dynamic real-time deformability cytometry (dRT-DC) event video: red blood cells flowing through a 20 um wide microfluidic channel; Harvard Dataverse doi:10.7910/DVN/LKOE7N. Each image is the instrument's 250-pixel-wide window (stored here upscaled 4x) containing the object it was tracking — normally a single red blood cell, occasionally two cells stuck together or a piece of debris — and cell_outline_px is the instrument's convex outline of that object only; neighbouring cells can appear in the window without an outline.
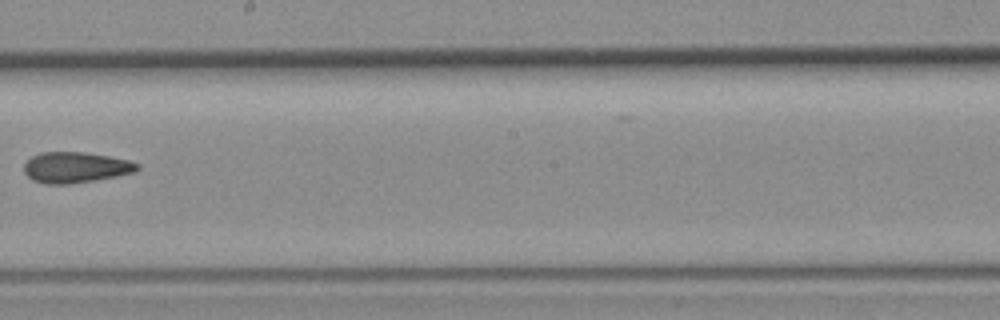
{"species": "common noctule bat (a hibernating species)", "species_latin": "Nyctalus noctula", "temperature_condition": "room temperature", "stored_images_in_passage": 5, "camera_frame_rate_fps": 3000, "um_per_image_px": 0.085, "animal": {"sex": "female", "body_mass_g": 19.3, "forearm_length_mm": 54.1}, "frame": {"image": 1, "passage_image": 5, "time_ms": 1.333, "image_size_px": [1000, 320], "cell_outline_px": [[140, 168], [136, 172], [116, 176], [68, 184], [44, 184], [32, 180], [24, 172], [24, 164], [32, 156], [40, 152], [84, 152], [108, 156], [128, 160], [140, 164]], "centroid_in_image_um": [6.42, 14.23], "position_along_channel_um": 241.8, "area_um2": 20.29}}